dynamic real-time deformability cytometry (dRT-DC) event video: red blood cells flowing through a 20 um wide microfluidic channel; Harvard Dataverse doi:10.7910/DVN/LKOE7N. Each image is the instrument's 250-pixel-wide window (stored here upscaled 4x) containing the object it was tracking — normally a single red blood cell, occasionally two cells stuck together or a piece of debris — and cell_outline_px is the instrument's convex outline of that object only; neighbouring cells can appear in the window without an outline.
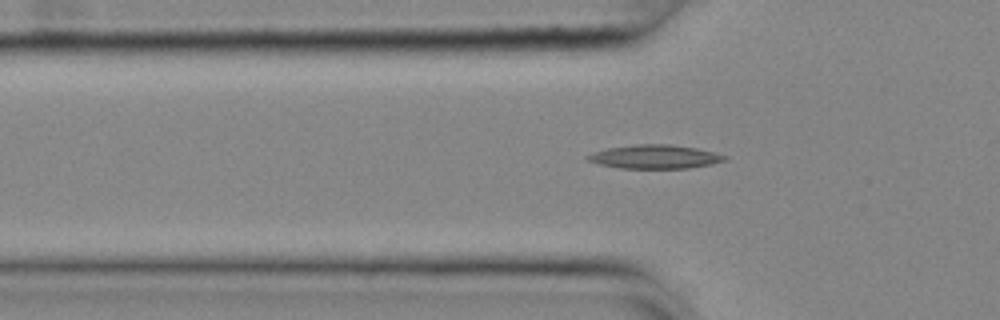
{"species": "common noctule bat (a hibernating species)", "species_latin": "Nyctalus noctula", "temperature_condition": "cold", "stored_images_in_passage": 35, "camera_frame_rate_fps": 3000, "um_per_image_px": 0.085, "animal": {"sex": "female", "body_mass_g": 25.1}, "frame": {"image": 1, "passage_image": 3, "time_ms": 0.667, "image_size_px": [1000, 320], "cell_outline_px": [[728, 160], [712, 164], [688, 168], [620, 168], [600, 164], [588, 160], [584, 156], [608, 148], [636, 144], [668, 144], [696, 148], [728, 156]], "centroid_in_image_um": [55.7, 13.32], "position_along_channel_um": 70.1, "area_um2": 18.79}}
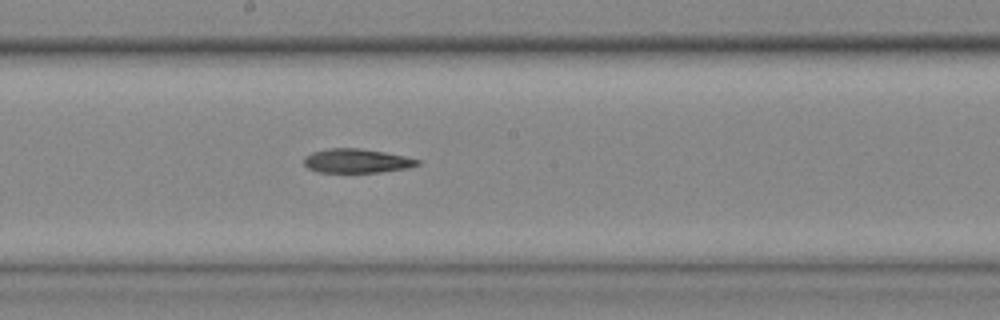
{"frame": {"image": 2, "passage_image": 15, "time_ms": 4.667, "image_size_px": [1000, 320], "cell_outline_px": [[420, 164], [408, 168], [380, 172], [316, 172], [308, 168], [304, 164], [304, 156], [312, 152], [328, 148], [356, 148], [384, 152], [404, 156], [420, 160]], "centroid_in_image_um": [30.29, 13.67], "position_along_channel_um": 217.9, "area_um2": 15.9}}
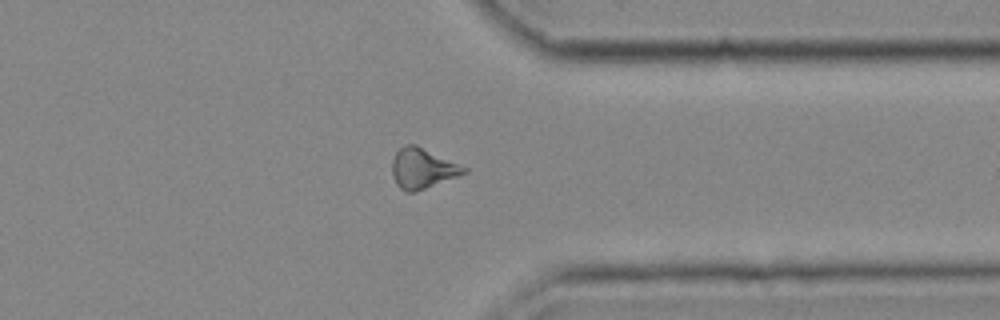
{"frame": {"image": 3, "passage_image": 28, "time_ms": 9.0, "image_size_px": [1000, 320], "cell_outline_px": [[468, 172], [416, 192], [404, 192], [396, 184], [392, 176], [392, 160], [396, 152], [404, 144], [416, 144], [468, 168]], "centroid_in_image_um": [35.89, 14.32], "position_along_channel_um": 375.5, "area_um2": 16.94}, "authors_computed_cell_mechanics": {"area_um2": 16.5886, "velocity_mm_per_s": 3.6988, "shape_relaxation_time_tau1_ms": 5.8984, "shape_relaxation_time_tau2_ms": null, "deformation_change_tau1": 0.1658, "deformation_change_tau2": null}}